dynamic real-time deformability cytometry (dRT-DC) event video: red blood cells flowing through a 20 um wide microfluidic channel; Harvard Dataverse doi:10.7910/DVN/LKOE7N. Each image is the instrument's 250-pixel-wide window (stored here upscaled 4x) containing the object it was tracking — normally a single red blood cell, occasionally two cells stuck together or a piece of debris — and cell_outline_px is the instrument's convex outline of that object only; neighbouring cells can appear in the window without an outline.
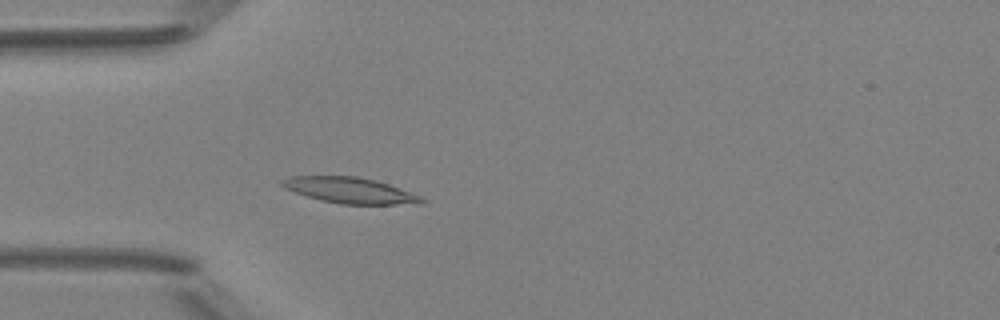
{"species": "Egyptian fruit bat (a non-hibernating species)", "species_latin": "Rousettus aegyptiacus", "temperature_condition": "room temperature", "stored_images_in_passage": 4, "camera_frame_rate_fps": 3000, "um_per_image_px": 0.085, "animal": {"sex": "female"}, "frame": {"image": 1, "passage_image": 4, "time_ms": 3.333, "image_size_px": [1000, 320], "cell_outline_px": [[424, 204], [340, 204], [320, 200], [284, 188], [280, 184], [280, 180], [292, 176], [356, 176], [388, 184], [420, 196], [424, 200]], "centroid_in_image_um": [29.72, 16.18], "position_along_channel_um": 55.3, "area_um2": 20.75}}